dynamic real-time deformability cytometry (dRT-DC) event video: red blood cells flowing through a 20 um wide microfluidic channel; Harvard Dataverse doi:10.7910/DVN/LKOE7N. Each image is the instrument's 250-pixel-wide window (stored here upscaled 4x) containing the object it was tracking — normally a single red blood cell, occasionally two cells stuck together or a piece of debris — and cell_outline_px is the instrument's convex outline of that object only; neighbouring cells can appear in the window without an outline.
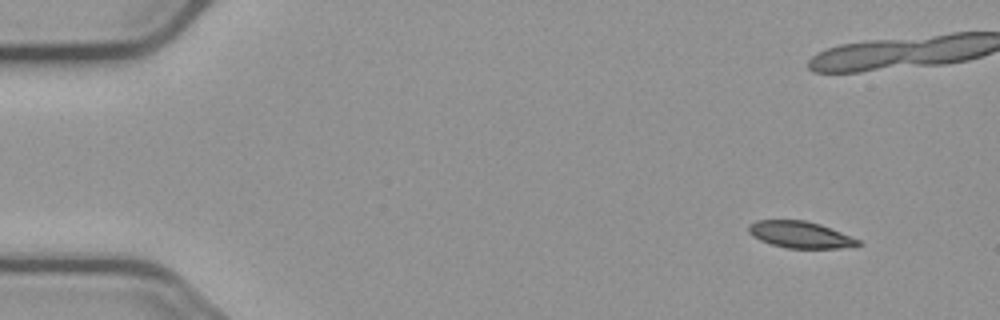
{"species": "common noctule bat (a hibernating species)", "species_latin": "Nyctalus noctula", "temperature_condition": "cold", "stored_images_in_passage": 7, "camera_frame_rate_fps": 3000, "um_per_image_px": 0.085, "animal": {"sex": "male", "body_mass_g": 23.1, "forearm_length_mm": 52.7}, "frame": {"image": 1, "passage_image": 2, "time_ms": 1.333, "image_size_px": [1000, 320], "cell_outline_px": [[860, 244], [840, 248], [788, 248], [772, 244], [760, 240], [752, 236], [748, 232], [748, 224], [756, 220], [804, 220], [820, 224], [860, 240]], "centroid_in_image_um": [67.96, 19.93], "position_along_channel_um": 17.0, "area_um2": 16.82}}
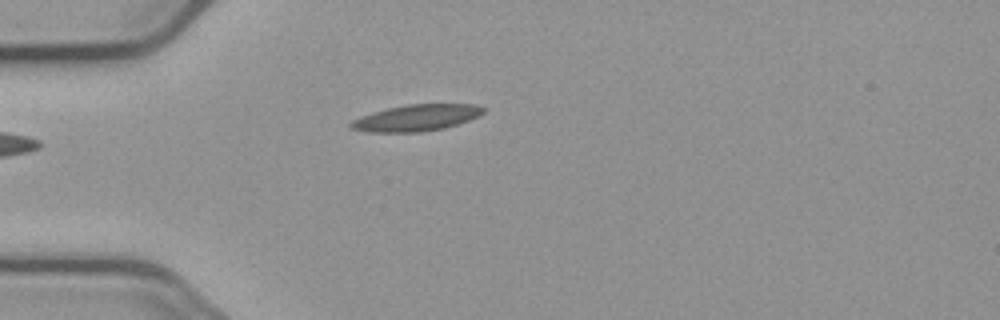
{"frame": {"image": 2, "passage_image": 7, "time_ms": 7.0, "image_size_px": [1000, 320], "cell_outline_px": [[484, 112], [468, 120], [444, 128], [420, 132], [368, 132], [352, 128], [348, 124], [352, 120], [360, 116], [372, 112], [388, 108], [408, 104], [476, 104], [484, 108]], "centroid_in_image_um": [35.35, 10.01], "position_along_channel_um": 49.6, "area_um2": 20.23}}